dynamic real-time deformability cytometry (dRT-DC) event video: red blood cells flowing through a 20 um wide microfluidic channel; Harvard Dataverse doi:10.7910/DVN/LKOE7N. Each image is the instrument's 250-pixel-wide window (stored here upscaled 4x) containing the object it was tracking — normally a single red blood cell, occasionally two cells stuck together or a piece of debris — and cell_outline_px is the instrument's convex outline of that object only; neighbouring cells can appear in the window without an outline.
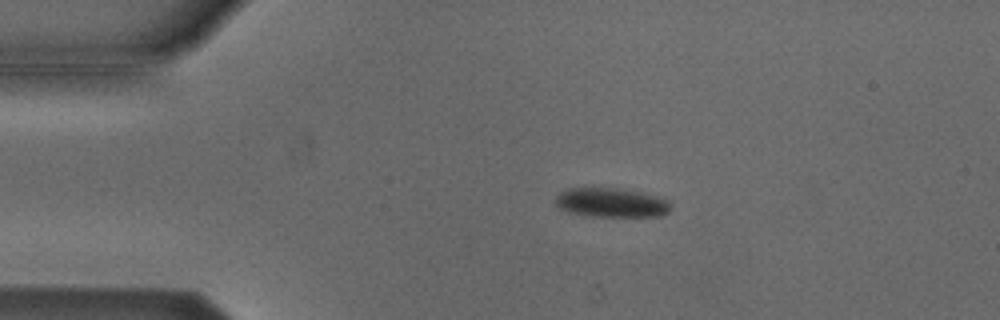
{"species": "Egyptian fruit bat (a non-hibernating species)", "species_latin": "Rousettus aegyptiacus", "temperature_condition": "cold", "stored_images_in_passage": 5, "camera_frame_rate_fps": 3000, "um_per_image_px": 0.085, "animal": {"sex": "male"}, "frame": {"image": 1, "passage_image": 2, "time_ms": 0.333, "image_size_px": [1000, 320], "cell_outline_px": [[672, 208], [668, 212], [660, 216], [592, 216], [568, 212], [560, 208], [556, 204], [556, 196], [564, 188], [616, 188], [640, 192], [668, 200]], "centroid_in_image_um": [51.94, 17.22], "position_along_channel_um": 33.1, "area_um2": 19.54}}
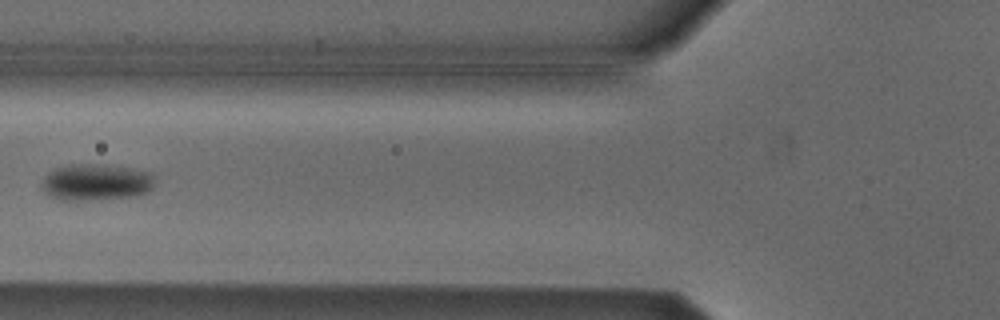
{"frame": {"image": 2, "passage_image": 5, "time_ms": 1.333, "image_size_px": [1000, 320], "cell_outline_px": [[152, 188], [148, 192], [136, 196], [80, 200], [60, 200], [44, 192], [44, 176], [56, 168], [68, 164], [100, 164], [128, 168], [152, 172]], "centroid_in_image_um": [8.17, 15.48], "position_along_channel_um": 117.6, "area_um2": 23.7}}